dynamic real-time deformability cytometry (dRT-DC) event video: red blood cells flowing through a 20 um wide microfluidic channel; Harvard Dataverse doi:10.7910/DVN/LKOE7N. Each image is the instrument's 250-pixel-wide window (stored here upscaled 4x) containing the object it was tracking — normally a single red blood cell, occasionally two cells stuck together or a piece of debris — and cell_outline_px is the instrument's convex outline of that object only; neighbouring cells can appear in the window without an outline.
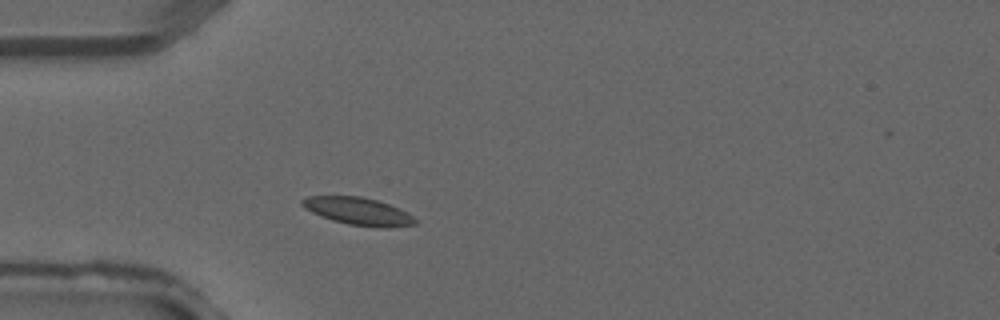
{"species": "common noctule bat (a hibernating species)", "species_latin": "Nyctalus noctula", "temperature_condition": "warm", "stored_images_in_passage": 3, "camera_frame_rate_fps": 3000, "um_per_image_px": 0.085, "animal": {"sex": "male", "forearm_length_mm": 52.5}, "frame": {"image": 1, "passage_image": 3, "time_ms": 0.667, "image_size_px": [1000, 320], "cell_outline_px": [[416, 224], [388, 228], [348, 224], [332, 220], [320, 216], [304, 208], [300, 204], [300, 200], [308, 196], [360, 196], [376, 200], [388, 204], [412, 216], [416, 220]], "centroid_in_image_um": [30.38, 17.95], "position_along_channel_um": 54.6, "area_um2": 17.86}}